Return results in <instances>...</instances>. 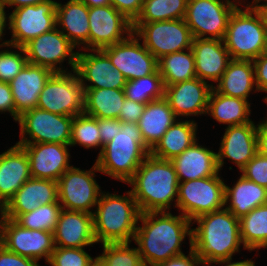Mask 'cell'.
<instances>
[{"label": "cell", "mask_w": 267, "mask_h": 266, "mask_svg": "<svg viewBox=\"0 0 267 266\" xmlns=\"http://www.w3.org/2000/svg\"><path fill=\"white\" fill-rule=\"evenodd\" d=\"M134 240L138 245L144 266H155L168 259L184 254L181 245L189 237L192 246V223L170 211L141 213Z\"/></svg>", "instance_id": "obj_1"}, {"label": "cell", "mask_w": 267, "mask_h": 266, "mask_svg": "<svg viewBox=\"0 0 267 266\" xmlns=\"http://www.w3.org/2000/svg\"><path fill=\"white\" fill-rule=\"evenodd\" d=\"M141 213L169 211L176 207L179 181L171 160L149 154L127 183Z\"/></svg>", "instance_id": "obj_2"}, {"label": "cell", "mask_w": 267, "mask_h": 266, "mask_svg": "<svg viewBox=\"0 0 267 266\" xmlns=\"http://www.w3.org/2000/svg\"><path fill=\"white\" fill-rule=\"evenodd\" d=\"M191 223L198 224L192 228V249L204 266L240 252V221L226 208L200 215Z\"/></svg>", "instance_id": "obj_3"}, {"label": "cell", "mask_w": 267, "mask_h": 266, "mask_svg": "<svg viewBox=\"0 0 267 266\" xmlns=\"http://www.w3.org/2000/svg\"><path fill=\"white\" fill-rule=\"evenodd\" d=\"M125 194L101 192L92 214L97 243H131L134 240L141 212L131 190Z\"/></svg>", "instance_id": "obj_4"}, {"label": "cell", "mask_w": 267, "mask_h": 266, "mask_svg": "<svg viewBox=\"0 0 267 266\" xmlns=\"http://www.w3.org/2000/svg\"><path fill=\"white\" fill-rule=\"evenodd\" d=\"M150 151L138 124L121 122V131L103 146L95 163L100 173L127 184Z\"/></svg>", "instance_id": "obj_5"}, {"label": "cell", "mask_w": 267, "mask_h": 266, "mask_svg": "<svg viewBox=\"0 0 267 266\" xmlns=\"http://www.w3.org/2000/svg\"><path fill=\"white\" fill-rule=\"evenodd\" d=\"M244 5L230 16L223 41L232 59L254 60L264 52L267 24L260 8Z\"/></svg>", "instance_id": "obj_6"}, {"label": "cell", "mask_w": 267, "mask_h": 266, "mask_svg": "<svg viewBox=\"0 0 267 266\" xmlns=\"http://www.w3.org/2000/svg\"><path fill=\"white\" fill-rule=\"evenodd\" d=\"M241 2L246 3L244 0H188L184 20L192 37L223 40L230 16L238 5H244Z\"/></svg>", "instance_id": "obj_7"}, {"label": "cell", "mask_w": 267, "mask_h": 266, "mask_svg": "<svg viewBox=\"0 0 267 266\" xmlns=\"http://www.w3.org/2000/svg\"><path fill=\"white\" fill-rule=\"evenodd\" d=\"M132 30L157 60L192 46L193 37L184 19L133 22Z\"/></svg>", "instance_id": "obj_8"}, {"label": "cell", "mask_w": 267, "mask_h": 266, "mask_svg": "<svg viewBox=\"0 0 267 266\" xmlns=\"http://www.w3.org/2000/svg\"><path fill=\"white\" fill-rule=\"evenodd\" d=\"M176 207L191 222L225 207V182L219 172L210 177L179 182Z\"/></svg>", "instance_id": "obj_9"}, {"label": "cell", "mask_w": 267, "mask_h": 266, "mask_svg": "<svg viewBox=\"0 0 267 266\" xmlns=\"http://www.w3.org/2000/svg\"><path fill=\"white\" fill-rule=\"evenodd\" d=\"M84 97V87L75 71L54 72L38 97L37 108L74 117L83 113Z\"/></svg>", "instance_id": "obj_10"}, {"label": "cell", "mask_w": 267, "mask_h": 266, "mask_svg": "<svg viewBox=\"0 0 267 266\" xmlns=\"http://www.w3.org/2000/svg\"><path fill=\"white\" fill-rule=\"evenodd\" d=\"M73 117L39 108L22 113L18 120L20 140L16 144L57 143L70 145Z\"/></svg>", "instance_id": "obj_11"}, {"label": "cell", "mask_w": 267, "mask_h": 266, "mask_svg": "<svg viewBox=\"0 0 267 266\" xmlns=\"http://www.w3.org/2000/svg\"><path fill=\"white\" fill-rule=\"evenodd\" d=\"M98 170L95 163L89 170L72 166L57 180L58 202L62 209L83 211L93 214L102 192L95 177Z\"/></svg>", "instance_id": "obj_12"}, {"label": "cell", "mask_w": 267, "mask_h": 266, "mask_svg": "<svg viewBox=\"0 0 267 266\" xmlns=\"http://www.w3.org/2000/svg\"><path fill=\"white\" fill-rule=\"evenodd\" d=\"M57 1L47 0L37 5L16 8L9 15L11 39L4 43L23 47L33 38L56 28Z\"/></svg>", "instance_id": "obj_13"}, {"label": "cell", "mask_w": 267, "mask_h": 266, "mask_svg": "<svg viewBox=\"0 0 267 266\" xmlns=\"http://www.w3.org/2000/svg\"><path fill=\"white\" fill-rule=\"evenodd\" d=\"M23 48L30 64L49 68L53 72H67L62 63L68 60L71 71H75L78 51H74L76 47L57 27L33 38Z\"/></svg>", "instance_id": "obj_14"}, {"label": "cell", "mask_w": 267, "mask_h": 266, "mask_svg": "<svg viewBox=\"0 0 267 266\" xmlns=\"http://www.w3.org/2000/svg\"><path fill=\"white\" fill-rule=\"evenodd\" d=\"M102 50L126 81L148 76L158 70V60L133 32L125 40Z\"/></svg>", "instance_id": "obj_15"}, {"label": "cell", "mask_w": 267, "mask_h": 266, "mask_svg": "<svg viewBox=\"0 0 267 266\" xmlns=\"http://www.w3.org/2000/svg\"><path fill=\"white\" fill-rule=\"evenodd\" d=\"M89 50H102L125 40L132 32V22L111 4L89 7Z\"/></svg>", "instance_id": "obj_16"}, {"label": "cell", "mask_w": 267, "mask_h": 266, "mask_svg": "<svg viewBox=\"0 0 267 266\" xmlns=\"http://www.w3.org/2000/svg\"><path fill=\"white\" fill-rule=\"evenodd\" d=\"M82 51L85 52L79 50L77 53L75 72L84 89H124L125 77L103 50Z\"/></svg>", "instance_id": "obj_17"}, {"label": "cell", "mask_w": 267, "mask_h": 266, "mask_svg": "<svg viewBox=\"0 0 267 266\" xmlns=\"http://www.w3.org/2000/svg\"><path fill=\"white\" fill-rule=\"evenodd\" d=\"M3 246L38 262L44 258L47 263L55 249L53 233L24 228L6 217L3 222Z\"/></svg>", "instance_id": "obj_18"}, {"label": "cell", "mask_w": 267, "mask_h": 266, "mask_svg": "<svg viewBox=\"0 0 267 266\" xmlns=\"http://www.w3.org/2000/svg\"><path fill=\"white\" fill-rule=\"evenodd\" d=\"M213 83L195 77L184 82L165 86L164 98L179 119L185 116L205 115L208 108V99Z\"/></svg>", "instance_id": "obj_19"}, {"label": "cell", "mask_w": 267, "mask_h": 266, "mask_svg": "<svg viewBox=\"0 0 267 266\" xmlns=\"http://www.w3.org/2000/svg\"><path fill=\"white\" fill-rule=\"evenodd\" d=\"M22 146L29 159L32 178L56 181L73 165H70V145L57 143L18 144Z\"/></svg>", "instance_id": "obj_20"}, {"label": "cell", "mask_w": 267, "mask_h": 266, "mask_svg": "<svg viewBox=\"0 0 267 266\" xmlns=\"http://www.w3.org/2000/svg\"><path fill=\"white\" fill-rule=\"evenodd\" d=\"M257 153V127L253 121L226 127L217 155L219 171L228 158L241 170Z\"/></svg>", "instance_id": "obj_21"}, {"label": "cell", "mask_w": 267, "mask_h": 266, "mask_svg": "<svg viewBox=\"0 0 267 266\" xmlns=\"http://www.w3.org/2000/svg\"><path fill=\"white\" fill-rule=\"evenodd\" d=\"M49 203H59L57 182L31 177L2 209L6 218L16 220L21 214Z\"/></svg>", "instance_id": "obj_22"}, {"label": "cell", "mask_w": 267, "mask_h": 266, "mask_svg": "<svg viewBox=\"0 0 267 266\" xmlns=\"http://www.w3.org/2000/svg\"><path fill=\"white\" fill-rule=\"evenodd\" d=\"M55 247L85 248L97 243L93 215L83 211L62 209L53 232Z\"/></svg>", "instance_id": "obj_23"}, {"label": "cell", "mask_w": 267, "mask_h": 266, "mask_svg": "<svg viewBox=\"0 0 267 266\" xmlns=\"http://www.w3.org/2000/svg\"><path fill=\"white\" fill-rule=\"evenodd\" d=\"M53 73L49 68L27 63L9 82L16 109V121L22 113L37 108L38 97Z\"/></svg>", "instance_id": "obj_24"}, {"label": "cell", "mask_w": 267, "mask_h": 266, "mask_svg": "<svg viewBox=\"0 0 267 266\" xmlns=\"http://www.w3.org/2000/svg\"><path fill=\"white\" fill-rule=\"evenodd\" d=\"M196 77L217 83L232 60L223 40L193 38Z\"/></svg>", "instance_id": "obj_25"}, {"label": "cell", "mask_w": 267, "mask_h": 266, "mask_svg": "<svg viewBox=\"0 0 267 266\" xmlns=\"http://www.w3.org/2000/svg\"><path fill=\"white\" fill-rule=\"evenodd\" d=\"M31 178L29 159L25 149L15 144L0 154V207Z\"/></svg>", "instance_id": "obj_26"}, {"label": "cell", "mask_w": 267, "mask_h": 266, "mask_svg": "<svg viewBox=\"0 0 267 266\" xmlns=\"http://www.w3.org/2000/svg\"><path fill=\"white\" fill-rule=\"evenodd\" d=\"M216 153L195 141L180 155L171 160L178 181L186 182L216 175L220 172Z\"/></svg>", "instance_id": "obj_27"}, {"label": "cell", "mask_w": 267, "mask_h": 266, "mask_svg": "<svg viewBox=\"0 0 267 266\" xmlns=\"http://www.w3.org/2000/svg\"><path fill=\"white\" fill-rule=\"evenodd\" d=\"M88 14L89 7L83 2L77 0H69L65 4L57 2L56 26L75 47L80 46L81 50L89 49Z\"/></svg>", "instance_id": "obj_28"}, {"label": "cell", "mask_w": 267, "mask_h": 266, "mask_svg": "<svg viewBox=\"0 0 267 266\" xmlns=\"http://www.w3.org/2000/svg\"><path fill=\"white\" fill-rule=\"evenodd\" d=\"M255 86V72L252 60L232 59L217 82V86L215 85L213 88L218 93L248 100L250 94L253 93L252 91L254 93L258 92Z\"/></svg>", "instance_id": "obj_29"}, {"label": "cell", "mask_w": 267, "mask_h": 266, "mask_svg": "<svg viewBox=\"0 0 267 266\" xmlns=\"http://www.w3.org/2000/svg\"><path fill=\"white\" fill-rule=\"evenodd\" d=\"M267 204V188L240 175L231 188L225 184V208L241 219L258 206Z\"/></svg>", "instance_id": "obj_30"}, {"label": "cell", "mask_w": 267, "mask_h": 266, "mask_svg": "<svg viewBox=\"0 0 267 266\" xmlns=\"http://www.w3.org/2000/svg\"><path fill=\"white\" fill-rule=\"evenodd\" d=\"M177 119L164 97L147 103L137 123L144 143L152 149Z\"/></svg>", "instance_id": "obj_31"}, {"label": "cell", "mask_w": 267, "mask_h": 266, "mask_svg": "<svg viewBox=\"0 0 267 266\" xmlns=\"http://www.w3.org/2000/svg\"><path fill=\"white\" fill-rule=\"evenodd\" d=\"M198 125L194 120L177 119L151 149L150 154L163 160H172L197 141Z\"/></svg>", "instance_id": "obj_32"}, {"label": "cell", "mask_w": 267, "mask_h": 266, "mask_svg": "<svg viewBox=\"0 0 267 266\" xmlns=\"http://www.w3.org/2000/svg\"><path fill=\"white\" fill-rule=\"evenodd\" d=\"M249 100L230 97L218 93L212 88L209 99L207 115L212 117L218 123L229 126L243 125L251 122V109Z\"/></svg>", "instance_id": "obj_33"}, {"label": "cell", "mask_w": 267, "mask_h": 266, "mask_svg": "<svg viewBox=\"0 0 267 266\" xmlns=\"http://www.w3.org/2000/svg\"><path fill=\"white\" fill-rule=\"evenodd\" d=\"M83 113L95 118H117L125 100L124 89H84Z\"/></svg>", "instance_id": "obj_34"}, {"label": "cell", "mask_w": 267, "mask_h": 266, "mask_svg": "<svg viewBox=\"0 0 267 266\" xmlns=\"http://www.w3.org/2000/svg\"><path fill=\"white\" fill-rule=\"evenodd\" d=\"M158 71L164 86L195 78V56L192 49L162 56L158 59Z\"/></svg>", "instance_id": "obj_35"}, {"label": "cell", "mask_w": 267, "mask_h": 266, "mask_svg": "<svg viewBox=\"0 0 267 266\" xmlns=\"http://www.w3.org/2000/svg\"><path fill=\"white\" fill-rule=\"evenodd\" d=\"M239 221L244 250L258 252L267 248V204L256 207Z\"/></svg>", "instance_id": "obj_36"}, {"label": "cell", "mask_w": 267, "mask_h": 266, "mask_svg": "<svg viewBox=\"0 0 267 266\" xmlns=\"http://www.w3.org/2000/svg\"><path fill=\"white\" fill-rule=\"evenodd\" d=\"M188 0H144L140 15L134 22L184 19Z\"/></svg>", "instance_id": "obj_37"}, {"label": "cell", "mask_w": 267, "mask_h": 266, "mask_svg": "<svg viewBox=\"0 0 267 266\" xmlns=\"http://www.w3.org/2000/svg\"><path fill=\"white\" fill-rule=\"evenodd\" d=\"M125 97L141 104L164 97L165 86L159 71L145 77L126 81Z\"/></svg>", "instance_id": "obj_38"}, {"label": "cell", "mask_w": 267, "mask_h": 266, "mask_svg": "<svg viewBox=\"0 0 267 266\" xmlns=\"http://www.w3.org/2000/svg\"><path fill=\"white\" fill-rule=\"evenodd\" d=\"M60 203L40 205L35 210L21 214L15 221L30 230H42L53 233L61 214Z\"/></svg>", "instance_id": "obj_39"}, {"label": "cell", "mask_w": 267, "mask_h": 266, "mask_svg": "<svg viewBox=\"0 0 267 266\" xmlns=\"http://www.w3.org/2000/svg\"><path fill=\"white\" fill-rule=\"evenodd\" d=\"M76 144L86 149L101 148L98 118L84 113L73 117L70 147Z\"/></svg>", "instance_id": "obj_40"}, {"label": "cell", "mask_w": 267, "mask_h": 266, "mask_svg": "<svg viewBox=\"0 0 267 266\" xmlns=\"http://www.w3.org/2000/svg\"><path fill=\"white\" fill-rule=\"evenodd\" d=\"M131 243H105L98 255L108 266H144L137 247Z\"/></svg>", "instance_id": "obj_41"}, {"label": "cell", "mask_w": 267, "mask_h": 266, "mask_svg": "<svg viewBox=\"0 0 267 266\" xmlns=\"http://www.w3.org/2000/svg\"><path fill=\"white\" fill-rule=\"evenodd\" d=\"M3 47L7 48L0 50V81L9 83L24 68L28 60L23 47L12 46L4 42Z\"/></svg>", "instance_id": "obj_42"}, {"label": "cell", "mask_w": 267, "mask_h": 266, "mask_svg": "<svg viewBox=\"0 0 267 266\" xmlns=\"http://www.w3.org/2000/svg\"><path fill=\"white\" fill-rule=\"evenodd\" d=\"M85 248L55 247L48 264L51 266H91L93 260Z\"/></svg>", "instance_id": "obj_43"}, {"label": "cell", "mask_w": 267, "mask_h": 266, "mask_svg": "<svg viewBox=\"0 0 267 266\" xmlns=\"http://www.w3.org/2000/svg\"><path fill=\"white\" fill-rule=\"evenodd\" d=\"M240 172L243 177L267 188V157L256 153Z\"/></svg>", "instance_id": "obj_44"}, {"label": "cell", "mask_w": 267, "mask_h": 266, "mask_svg": "<svg viewBox=\"0 0 267 266\" xmlns=\"http://www.w3.org/2000/svg\"><path fill=\"white\" fill-rule=\"evenodd\" d=\"M98 128L101 136V149L98 153L99 155L103 146L111 141L113 137L121 131V121L117 118H98Z\"/></svg>", "instance_id": "obj_45"}, {"label": "cell", "mask_w": 267, "mask_h": 266, "mask_svg": "<svg viewBox=\"0 0 267 266\" xmlns=\"http://www.w3.org/2000/svg\"><path fill=\"white\" fill-rule=\"evenodd\" d=\"M144 0H110L111 5L132 23L140 15Z\"/></svg>", "instance_id": "obj_46"}, {"label": "cell", "mask_w": 267, "mask_h": 266, "mask_svg": "<svg viewBox=\"0 0 267 266\" xmlns=\"http://www.w3.org/2000/svg\"><path fill=\"white\" fill-rule=\"evenodd\" d=\"M146 104L125 98L118 119L121 122L138 123Z\"/></svg>", "instance_id": "obj_47"}, {"label": "cell", "mask_w": 267, "mask_h": 266, "mask_svg": "<svg viewBox=\"0 0 267 266\" xmlns=\"http://www.w3.org/2000/svg\"><path fill=\"white\" fill-rule=\"evenodd\" d=\"M0 266H40L38 261L23 257L4 246L0 249Z\"/></svg>", "instance_id": "obj_48"}, {"label": "cell", "mask_w": 267, "mask_h": 266, "mask_svg": "<svg viewBox=\"0 0 267 266\" xmlns=\"http://www.w3.org/2000/svg\"><path fill=\"white\" fill-rule=\"evenodd\" d=\"M255 72V82L258 92L267 93V55L262 53L252 60Z\"/></svg>", "instance_id": "obj_49"}, {"label": "cell", "mask_w": 267, "mask_h": 266, "mask_svg": "<svg viewBox=\"0 0 267 266\" xmlns=\"http://www.w3.org/2000/svg\"><path fill=\"white\" fill-rule=\"evenodd\" d=\"M204 266L203 262L199 256L192 249V246L189 248V254H181L175 257L168 259L155 266Z\"/></svg>", "instance_id": "obj_50"}, {"label": "cell", "mask_w": 267, "mask_h": 266, "mask_svg": "<svg viewBox=\"0 0 267 266\" xmlns=\"http://www.w3.org/2000/svg\"><path fill=\"white\" fill-rule=\"evenodd\" d=\"M0 112H9L16 122V109L13 101L10 84L0 81Z\"/></svg>", "instance_id": "obj_51"}, {"label": "cell", "mask_w": 267, "mask_h": 266, "mask_svg": "<svg viewBox=\"0 0 267 266\" xmlns=\"http://www.w3.org/2000/svg\"><path fill=\"white\" fill-rule=\"evenodd\" d=\"M257 127V153L267 157V119H262Z\"/></svg>", "instance_id": "obj_52"}, {"label": "cell", "mask_w": 267, "mask_h": 266, "mask_svg": "<svg viewBox=\"0 0 267 266\" xmlns=\"http://www.w3.org/2000/svg\"><path fill=\"white\" fill-rule=\"evenodd\" d=\"M6 5L3 0H0V40L3 41L4 31H6V26H9V14L5 11ZM7 23V24H6ZM2 37V38H1Z\"/></svg>", "instance_id": "obj_53"}, {"label": "cell", "mask_w": 267, "mask_h": 266, "mask_svg": "<svg viewBox=\"0 0 267 266\" xmlns=\"http://www.w3.org/2000/svg\"><path fill=\"white\" fill-rule=\"evenodd\" d=\"M6 7H14L13 9L23 7V6H28V5H37L40 3H43L47 0H3Z\"/></svg>", "instance_id": "obj_54"}, {"label": "cell", "mask_w": 267, "mask_h": 266, "mask_svg": "<svg viewBox=\"0 0 267 266\" xmlns=\"http://www.w3.org/2000/svg\"><path fill=\"white\" fill-rule=\"evenodd\" d=\"M232 260H233L232 258L231 259L218 260V261H214V262L208 264V266H211L215 263L220 264V265H224V266H255V262L252 261L251 259L237 261V262L236 261L232 262Z\"/></svg>", "instance_id": "obj_55"}, {"label": "cell", "mask_w": 267, "mask_h": 266, "mask_svg": "<svg viewBox=\"0 0 267 266\" xmlns=\"http://www.w3.org/2000/svg\"><path fill=\"white\" fill-rule=\"evenodd\" d=\"M85 3L88 7L106 6L111 4L110 0H77Z\"/></svg>", "instance_id": "obj_56"}, {"label": "cell", "mask_w": 267, "mask_h": 266, "mask_svg": "<svg viewBox=\"0 0 267 266\" xmlns=\"http://www.w3.org/2000/svg\"><path fill=\"white\" fill-rule=\"evenodd\" d=\"M3 209L0 207V249L3 247V222H4Z\"/></svg>", "instance_id": "obj_57"}, {"label": "cell", "mask_w": 267, "mask_h": 266, "mask_svg": "<svg viewBox=\"0 0 267 266\" xmlns=\"http://www.w3.org/2000/svg\"><path fill=\"white\" fill-rule=\"evenodd\" d=\"M91 266H108L99 256L95 257Z\"/></svg>", "instance_id": "obj_58"}, {"label": "cell", "mask_w": 267, "mask_h": 266, "mask_svg": "<svg viewBox=\"0 0 267 266\" xmlns=\"http://www.w3.org/2000/svg\"><path fill=\"white\" fill-rule=\"evenodd\" d=\"M252 3L256 7H267V0H252ZM259 3H261V4H259Z\"/></svg>", "instance_id": "obj_59"}, {"label": "cell", "mask_w": 267, "mask_h": 266, "mask_svg": "<svg viewBox=\"0 0 267 266\" xmlns=\"http://www.w3.org/2000/svg\"><path fill=\"white\" fill-rule=\"evenodd\" d=\"M258 8H260V10L262 11L267 24V7H258Z\"/></svg>", "instance_id": "obj_60"}, {"label": "cell", "mask_w": 267, "mask_h": 266, "mask_svg": "<svg viewBox=\"0 0 267 266\" xmlns=\"http://www.w3.org/2000/svg\"><path fill=\"white\" fill-rule=\"evenodd\" d=\"M263 53L267 55V34H266L265 48Z\"/></svg>", "instance_id": "obj_61"}, {"label": "cell", "mask_w": 267, "mask_h": 266, "mask_svg": "<svg viewBox=\"0 0 267 266\" xmlns=\"http://www.w3.org/2000/svg\"><path fill=\"white\" fill-rule=\"evenodd\" d=\"M263 99H264V102L267 104V96H264ZM266 119H267V117H266Z\"/></svg>", "instance_id": "obj_62"}, {"label": "cell", "mask_w": 267, "mask_h": 266, "mask_svg": "<svg viewBox=\"0 0 267 266\" xmlns=\"http://www.w3.org/2000/svg\"><path fill=\"white\" fill-rule=\"evenodd\" d=\"M1 41V40H0ZM1 47H3V42L2 43H0V49H2Z\"/></svg>", "instance_id": "obj_63"}]
</instances>
